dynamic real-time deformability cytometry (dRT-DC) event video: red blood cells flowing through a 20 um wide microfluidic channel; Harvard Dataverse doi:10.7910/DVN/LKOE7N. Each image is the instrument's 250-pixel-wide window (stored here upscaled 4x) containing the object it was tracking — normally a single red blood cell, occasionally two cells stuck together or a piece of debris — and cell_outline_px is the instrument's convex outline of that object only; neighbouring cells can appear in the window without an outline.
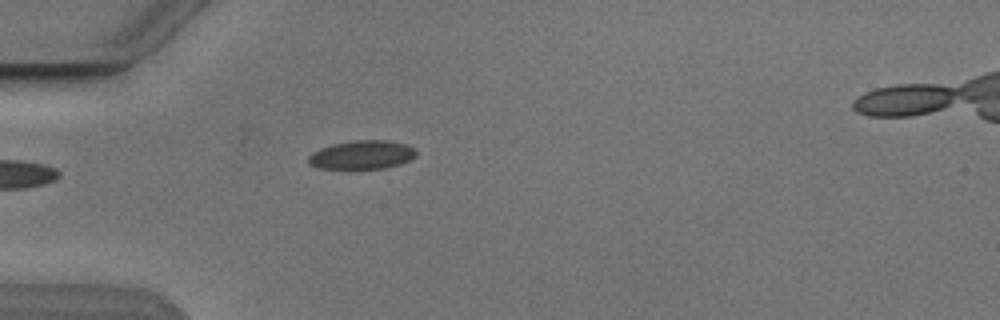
{"species": "Egyptian fruit bat (a non-hibernating species)", "species_latin": "Rousettus aegyptiacus", "temperature_condition": "cold", "stored_images_in_passage": 5, "camera_frame_rate_fps": 3000, "um_per_image_px": 0.085, "animal": {"sex": "male"}, "frame": {"image": 1, "passage_image": 5, "time_ms": 4.667, "image_size_px": [1000, 320], "cell_outline_px": [[416, 156], [400, 164], [384, 168], [320, 168], [308, 164], [308, 156], [312, 152], [320, 148], [332, 144], [356, 140], [388, 140], [408, 144], [416, 148]], "centroid_in_image_um": [30.78, 13.14], "position_along_channel_um": 54.2, "area_um2": 18.03}}